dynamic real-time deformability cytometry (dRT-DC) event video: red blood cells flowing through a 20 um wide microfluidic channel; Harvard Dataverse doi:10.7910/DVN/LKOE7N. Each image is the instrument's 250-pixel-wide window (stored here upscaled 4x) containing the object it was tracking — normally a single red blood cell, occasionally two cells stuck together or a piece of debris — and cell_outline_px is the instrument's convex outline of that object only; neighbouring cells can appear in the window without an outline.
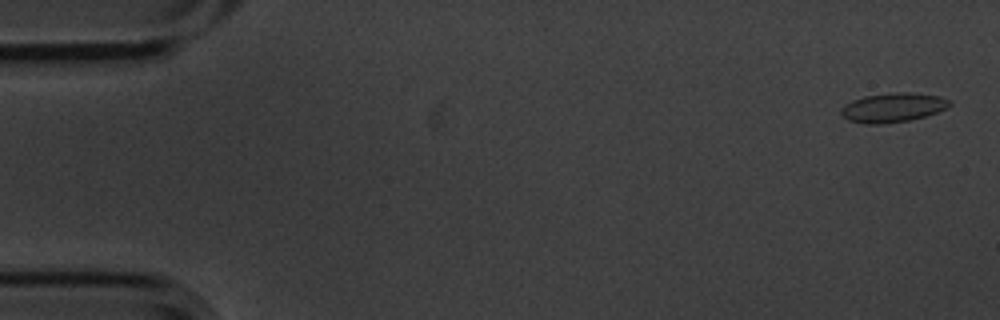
{"species": "common noctule bat (a hibernating species)", "species_latin": "Nyctalus noctula", "temperature_condition": "cold", "stored_images_in_passage": 4, "camera_frame_rate_fps": 3000, "um_per_image_px": 0.085, "animal": {"sex": "male", "body_mass_g": 20.1, "forearm_length_mm": 53.5}, "frame": {"image": 1, "passage_image": 1, "time_ms": 0.0, "image_size_px": [1000, 320], "cell_outline_px": [[952, 104], [948, 108], [924, 116], [908, 120], [880, 124], [864, 124], [848, 120], [840, 112], [840, 108], [852, 100], [864, 96], [900, 92], [908, 92], [940, 96], [952, 100]], "centroid_in_image_um": [75.91, 9.14], "position_along_channel_um": 9.1, "area_um2": 18.44}}
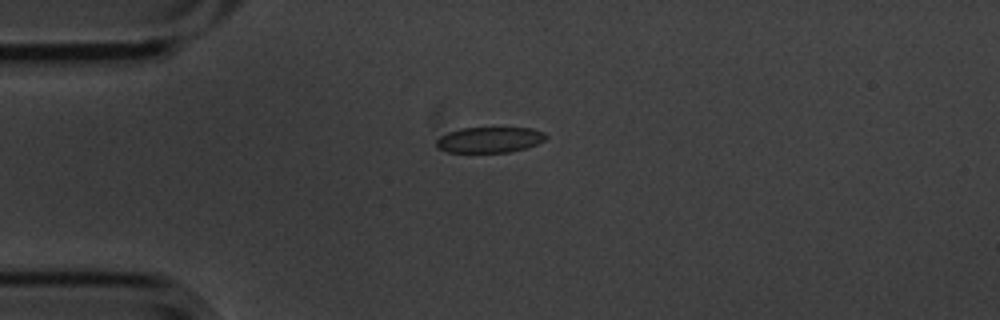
{"frame": {"image": 2, "passage_image": 4, "time_ms": 1.0, "image_size_px": [1000, 320], "cell_outline_px": [[548, 136], [544, 140], [536, 144], [524, 148], [508, 152], [448, 152], [436, 148], [436, 140], [440, 136], [448, 132], [460, 128], [532, 128], [544, 132]], "centroid_in_image_um": [41.58, 11.88], "position_along_channel_um": 43.4, "area_um2": 16.36}}